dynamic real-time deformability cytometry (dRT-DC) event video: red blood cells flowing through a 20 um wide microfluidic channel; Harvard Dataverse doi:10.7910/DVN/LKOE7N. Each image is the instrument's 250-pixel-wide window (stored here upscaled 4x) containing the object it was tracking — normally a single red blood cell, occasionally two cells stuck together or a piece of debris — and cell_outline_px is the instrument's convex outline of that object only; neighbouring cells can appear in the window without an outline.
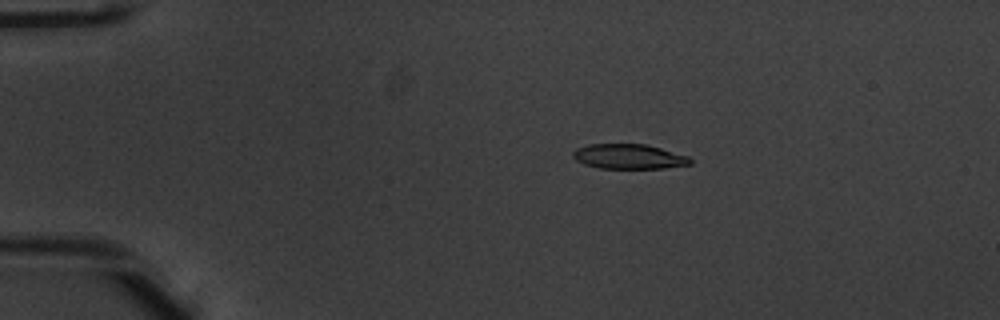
{"species": "common noctule bat (a hibernating species)", "species_latin": "Nyctalus noctula", "temperature_condition": "warm", "stored_images_in_passage": 53, "camera_frame_rate_fps": 3000, "um_per_image_px": 0.085, "animal": {"sex": "male", "body_mass_g": 20.1, "forearm_length_mm": 53.5}, "frame": {"image": 1, "passage_image": 11, "time_ms": 3.333, "image_size_px": [1000, 320], "cell_outline_px": [[692, 164], [664, 168], [600, 168], [584, 164], [576, 160], [572, 156], [572, 152], [576, 148], [588, 144], [644, 144], [660, 148], [688, 156], [692, 160]], "centroid_in_image_um": [53.43, 13.3], "position_along_channel_um": 31.6, "area_um2": 16.94}}
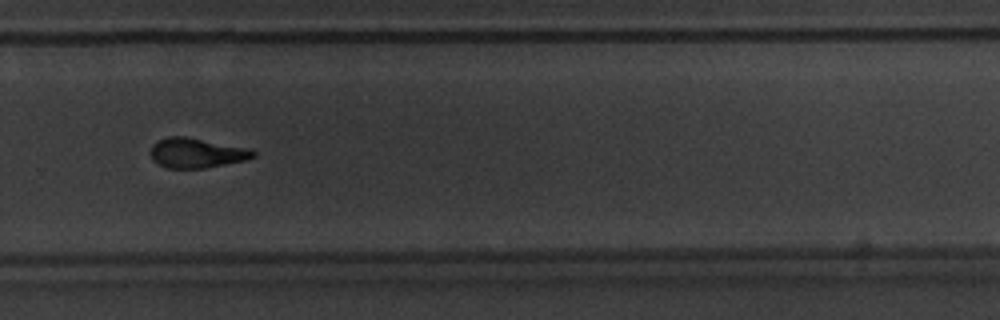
{"frame": {"image": 2, "passage_image": 37, "time_ms": 12.0, "image_size_px": [1000, 320], "cell_outline_px": [[256, 156], [244, 160], [204, 168], [168, 168], [152, 160], [148, 152], [152, 144], [156, 140], [168, 136], [184, 136], [248, 148], [256, 152]], "centroid_in_image_um": [16.64, 12.99], "position_along_channel_um": 313.2, "area_um2": 17.86}}
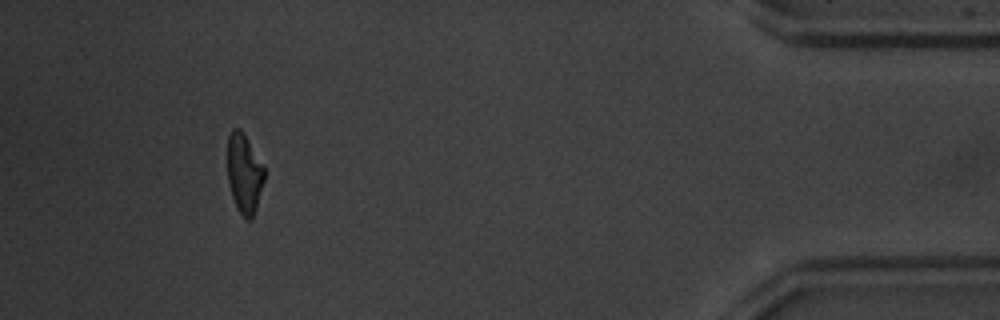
{"frame": {"image": 3, "passage_image": 49, "time_ms": 16.0, "image_size_px": [1000, 320], "cell_outline_px": [[264, 180], [252, 220], [244, 220], [232, 196], [228, 180], [228, 136], [232, 128], [240, 128], [264, 164]], "centroid_in_image_um": [20.77, 14.73], "position_along_channel_um": 414.4, "area_um2": 16.99}, "authors_computed_cell_mechanics": {"area_um2": 18.0336, "velocity_mm_per_s": 3.941, "shape_relaxation_time_tau1_ms": 3.4604, "shape_relaxation_time_tau2_ms": 3.772, "deformation_change_tau1": 0.218, "deformation_change_tau2": 0.1236}}